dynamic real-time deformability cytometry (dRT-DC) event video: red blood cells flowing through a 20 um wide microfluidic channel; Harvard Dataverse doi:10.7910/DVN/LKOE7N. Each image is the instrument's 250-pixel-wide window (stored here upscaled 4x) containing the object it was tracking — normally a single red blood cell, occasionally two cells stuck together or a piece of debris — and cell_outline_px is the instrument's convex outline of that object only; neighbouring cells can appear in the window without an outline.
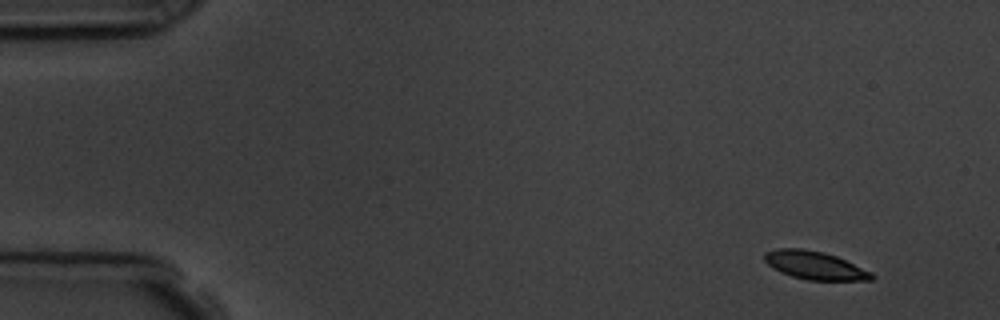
{"species": "common noctule bat (a hibernating species)", "species_latin": "Nyctalus noctula", "temperature_condition": "room temperature", "stored_images_in_passage": 4, "camera_frame_rate_fps": 3000, "um_per_image_px": 0.085, "animal": {"sex": "male", "body_mass_g": 19.5, "forearm_length_mm": 54.6}, "frame": {"image": 1, "passage_image": 1, "time_ms": 0.0, "image_size_px": [1000, 320], "cell_outline_px": [[876, 276], [872, 280], [808, 280], [792, 276], [780, 272], [772, 268], [764, 260], [764, 252], [776, 248], [804, 248], [824, 252], [836, 256], [872, 272]], "centroid_in_image_um": [69.24, 22.54], "position_along_channel_um": 15.8, "area_um2": 17.69}}
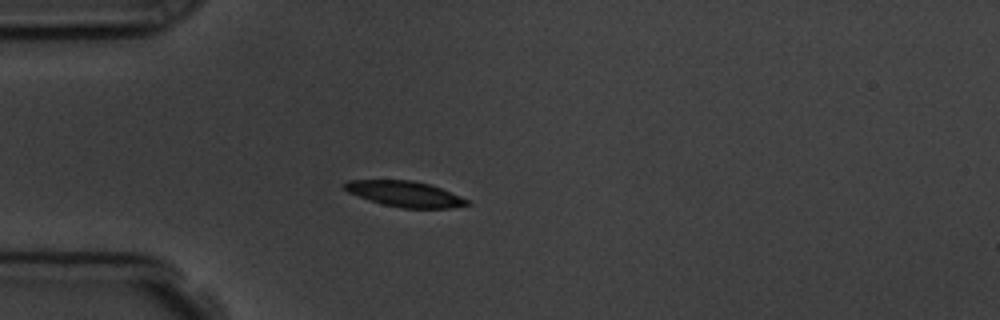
{"frame": {"image": 2, "passage_image": 4, "time_ms": 3.667, "image_size_px": [1000, 320], "cell_outline_px": [[472, 204], [452, 208], [404, 208], [384, 204], [368, 200], [348, 192], [340, 184], [348, 180], [412, 180], [428, 184], [440, 188], [460, 196], [468, 200]], "centroid_in_image_um": [34.39, 16.48], "position_along_channel_um": 50.6, "area_um2": 18.26}}